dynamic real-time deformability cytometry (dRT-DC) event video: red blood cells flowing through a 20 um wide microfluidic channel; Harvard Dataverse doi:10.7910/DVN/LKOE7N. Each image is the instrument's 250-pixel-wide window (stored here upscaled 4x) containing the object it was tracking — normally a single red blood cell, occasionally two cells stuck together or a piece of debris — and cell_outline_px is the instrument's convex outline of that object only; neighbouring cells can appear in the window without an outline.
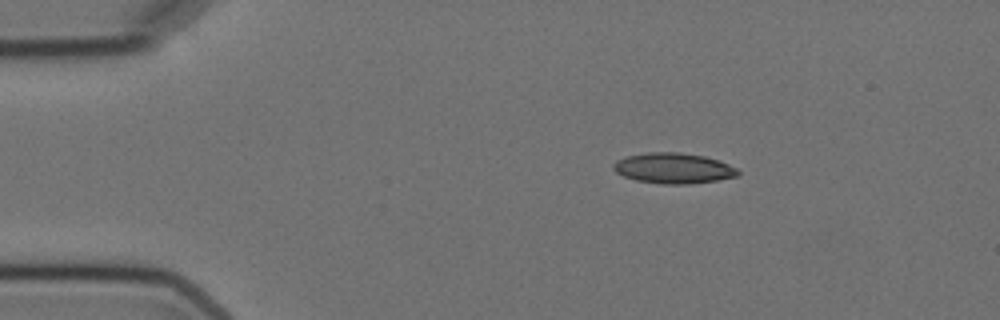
{"species": "Egyptian fruit bat (a non-hibernating species)", "species_latin": "Rousettus aegyptiacus", "temperature_condition": "cold", "stored_images_in_passage": 2, "camera_frame_rate_fps": 3000, "um_per_image_px": 0.085, "animal": {"sex": "female"}, "frame": {"image": 1, "passage_image": 1, "time_ms": 0.0, "image_size_px": [1000, 320], "cell_outline_px": [[740, 176], [716, 180], [688, 184], [664, 184], [636, 180], [624, 176], [616, 172], [612, 168], [612, 164], [616, 160], [628, 156], [648, 152], [680, 152], [704, 156], [728, 164], [736, 168], [740, 172]], "centroid_in_image_um": [57.24, 14.3], "position_along_channel_um": 27.8, "area_um2": 22.08}}